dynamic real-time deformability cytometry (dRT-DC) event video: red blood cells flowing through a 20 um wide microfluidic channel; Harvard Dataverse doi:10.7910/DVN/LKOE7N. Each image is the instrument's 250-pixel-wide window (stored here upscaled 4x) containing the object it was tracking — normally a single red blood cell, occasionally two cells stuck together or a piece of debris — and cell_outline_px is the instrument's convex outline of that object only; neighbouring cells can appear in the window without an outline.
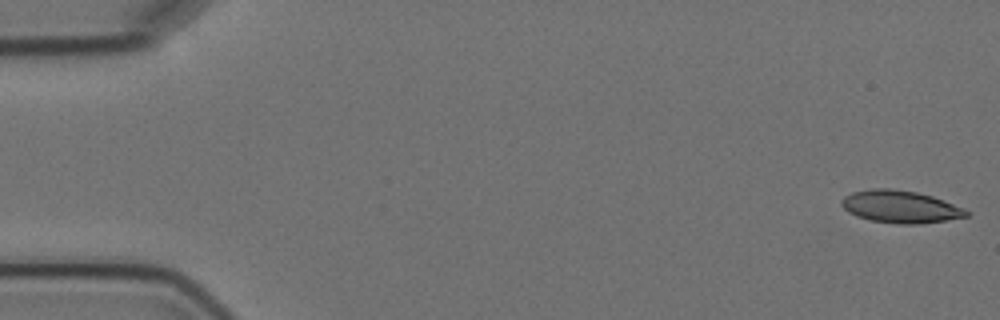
{"species": "Egyptian fruit bat (a non-hibernating species)", "species_latin": "Rousettus aegyptiacus", "temperature_condition": "cold", "stored_images_in_passage": 5, "camera_frame_rate_fps": 3000, "um_per_image_px": 0.085, "animal": {"sex": "female"}, "frame": {"image": 1, "passage_image": 1, "time_ms": 0.0, "image_size_px": [1000, 320], "cell_outline_px": [[968, 216], [944, 220], [916, 224], [900, 224], [872, 220], [856, 216], [848, 212], [840, 204], [840, 200], [844, 196], [852, 192], [872, 188], [892, 188], [916, 192], [932, 196], [964, 208], [968, 212]], "centroid_in_image_um": [76.48, 17.56], "position_along_channel_um": 8.5, "area_um2": 23.41}}